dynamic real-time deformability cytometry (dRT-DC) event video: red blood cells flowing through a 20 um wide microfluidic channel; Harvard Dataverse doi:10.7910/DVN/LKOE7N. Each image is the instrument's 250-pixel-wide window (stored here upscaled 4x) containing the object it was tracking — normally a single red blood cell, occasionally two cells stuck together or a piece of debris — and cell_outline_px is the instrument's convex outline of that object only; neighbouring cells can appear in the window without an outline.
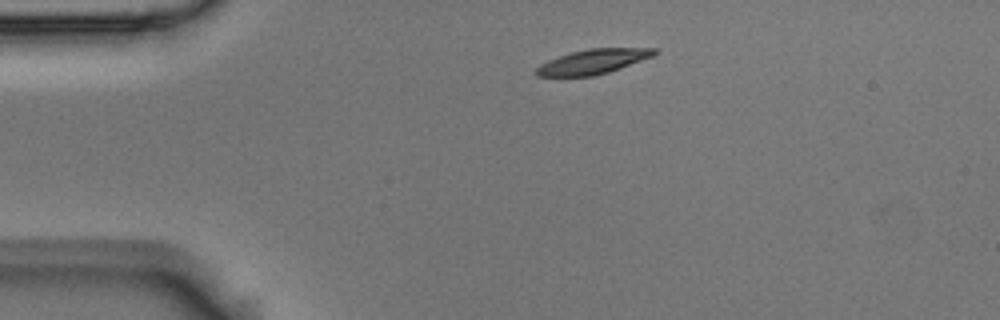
{"species": "Egyptian fruit bat (a non-hibernating species)", "species_latin": "Rousettus aegyptiacus", "temperature_condition": "room temperature", "stored_images_in_passage": 8, "camera_frame_rate_fps": 3000, "um_per_image_px": 0.085, "animal": {"sex": "male"}, "frame": {"image": 1, "passage_image": 1, "time_ms": 0.0, "image_size_px": [1000, 320], "cell_outline_px": [[656, 52], [652, 56], [608, 72], [592, 76], [536, 76], [532, 72], [540, 64], [548, 60], [572, 52], [588, 48], [656, 48]], "centroid_in_image_um": [50.33, 5.24], "position_along_channel_um": 34.7, "area_um2": 16.76}}
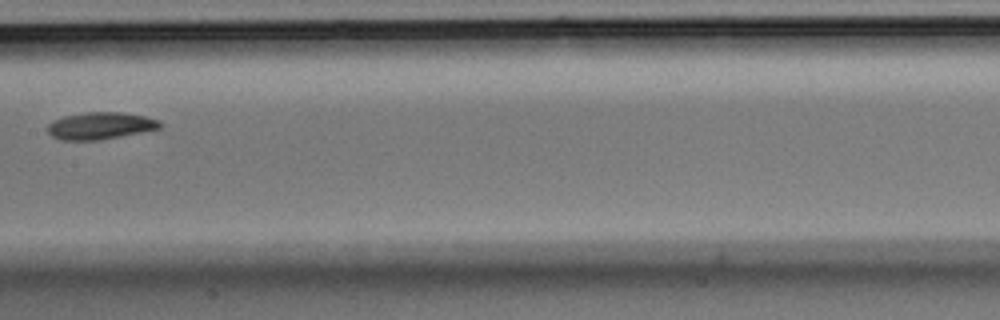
{"frame": {"image": 2, "passage_image": 5, "time_ms": 1.333, "image_size_px": [1000, 320], "cell_outline_px": [[164, 124], [160, 128], [100, 140], [60, 140], [52, 136], [48, 132], [48, 124], [52, 120], [64, 116], [84, 112], [120, 112], [144, 116], [160, 120]], "centroid_in_image_um": [8.52, 10.68], "position_along_channel_um": 198.9, "area_um2": 17.74}}
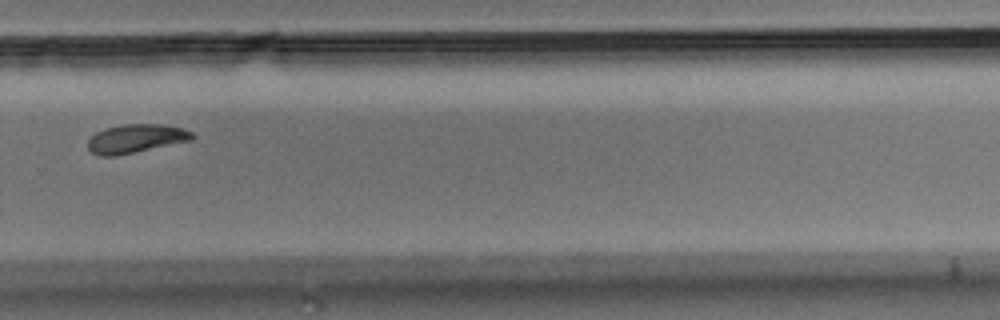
{"frame": {"image": 3, "passage_image": 8, "time_ms": 2.333, "image_size_px": [1000, 320], "cell_outline_px": [[196, 136], [192, 140], [116, 156], [100, 156], [92, 152], [88, 148], [88, 140], [96, 132], [104, 128], [124, 124], [164, 124], [184, 128], [192, 132]], "centroid_in_image_um": [11.57, 11.77], "position_along_channel_um": 318.2, "area_um2": 17.51}}